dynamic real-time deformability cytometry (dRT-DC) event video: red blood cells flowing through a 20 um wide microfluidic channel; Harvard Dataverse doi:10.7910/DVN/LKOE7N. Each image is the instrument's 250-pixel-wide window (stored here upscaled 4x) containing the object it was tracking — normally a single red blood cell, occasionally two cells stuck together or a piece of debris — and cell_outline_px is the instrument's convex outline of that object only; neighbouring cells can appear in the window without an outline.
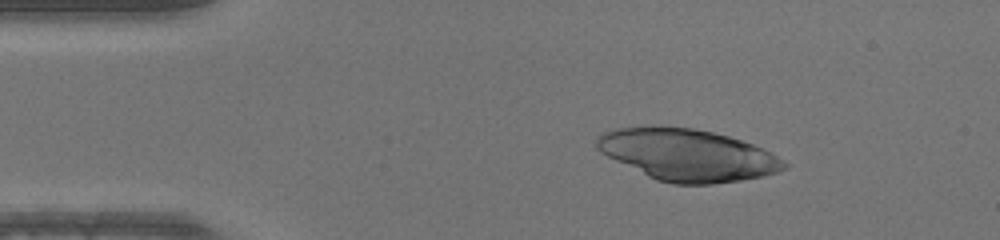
{"species": "human", "species_latin": "Homo sapiens", "temperature_condition": "warm", "stored_images_in_passage": 46, "camera_frame_rate_fps": 3000, "um_per_image_px": 0.085, "donor": {"sex": "male"}, "frame": {"image": 1, "passage_image": 5, "time_ms": 1.333, "image_size_px": [1000, 240], "cell_outline_px": [[788, 168], [764, 176], [740, 180], [712, 184], [672, 184], [656, 180], [600, 152], [596, 148], [596, 136], [604, 132], [616, 128], [640, 124], [660, 124], [696, 128], [728, 136], [764, 148], [784, 160], [788, 164]], "centroid_in_image_um": [58.4, 13.13], "position_along_channel_um": 26.6, "area_um2": 57.28}}